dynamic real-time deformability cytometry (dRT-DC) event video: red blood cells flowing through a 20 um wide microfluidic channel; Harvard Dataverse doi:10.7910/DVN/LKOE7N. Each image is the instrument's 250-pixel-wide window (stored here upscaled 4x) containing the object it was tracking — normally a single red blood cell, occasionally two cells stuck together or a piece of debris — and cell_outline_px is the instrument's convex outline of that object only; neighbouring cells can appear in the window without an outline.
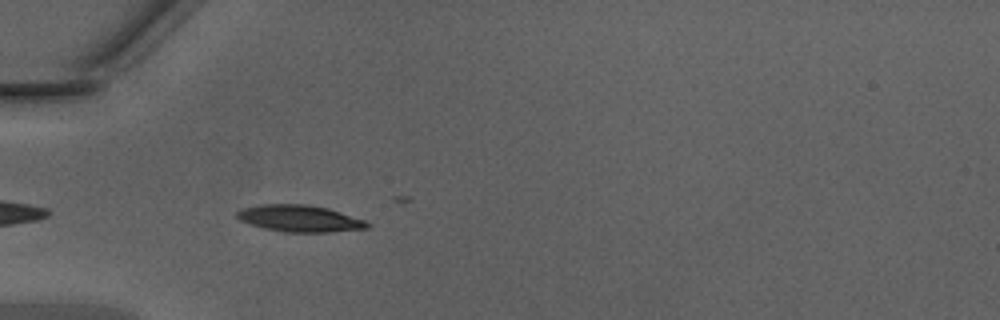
{"species": "Egyptian fruit bat (a non-hibernating species)", "species_latin": "Rousettus aegyptiacus", "temperature_condition": "warm", "stored_images_in_passage": 6, "camera_frame_rate_fps": 3000, "um_per_image_px": 0.085, "animal": {"sex": "male"}, "frame": {"image": 1, "passage_image": 2, "time_ms": 0.333, "image_size_px": [1000, 320], "cell_outline_px": [[372, 224], [368, 228], [332, 232], [284, 232], [264, 228], [240, 220], [236, 216], [236, 212], [244, 208], [260, 204], [304, 204], [328, 208], [364, 220]], "centroid_in_image_um": [25.49, 18.57], "position_along_channel_um": 59.5, "area_um2": 20.17}}
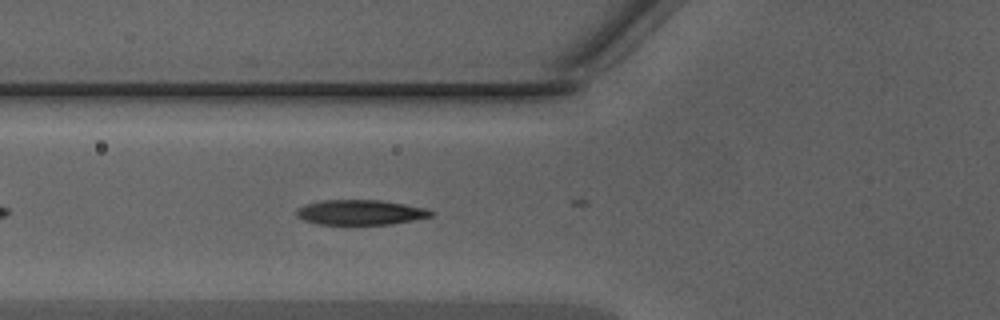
{"frame": {"image": 2, "passage_image": 5, "time_ms": 1.333, "image_size_px": [1000, 320], "cell_outline_px": [[436, 212], [432, 216], [392, 224], [316, 224], [304, 220], [296, 216], [296, 208], [320, 200], [380, 200], [428, 208]], "centroid_in_image_um": [30.65, 18.04], "position_along_channel_um": 95.2, "area_um2": 19.65}}